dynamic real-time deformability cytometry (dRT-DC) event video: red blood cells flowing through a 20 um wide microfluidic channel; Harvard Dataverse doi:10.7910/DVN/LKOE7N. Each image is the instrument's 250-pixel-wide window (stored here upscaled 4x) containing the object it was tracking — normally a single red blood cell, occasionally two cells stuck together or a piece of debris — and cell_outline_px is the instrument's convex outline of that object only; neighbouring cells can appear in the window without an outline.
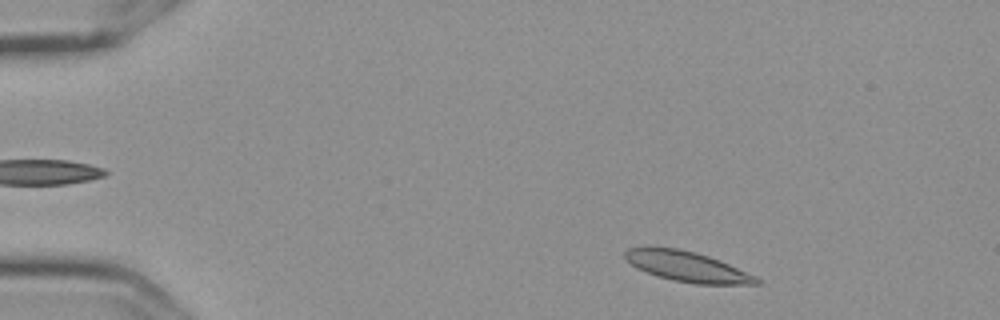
{"species": "Egyptian fruit bat (a non-hibernating species)", "species_latin": "Rousettus aegyptiacus", "temperature_condition": "cold", "stored_images_in_passage": 52, "camera_frame_rate_fps": 3000, "um_per_image_px": 0.085, "frame": {"image": 1, "passage_image": 4, "time_ms": 1.0, "image_size_px": [1000, 320], "cell_outline_px": [[764, 284], [696, 284], [672, 280], [656, 276], [636, 268], [624, 256], [624, 252], [628, 248], [680, 248], [696, 252], [720, 260], [756, 276], [764, 280]], "centroid_in_image_um": [58.48, 22.68], "position_along_channel_um": 26.5, "area_um2": 23.12}}
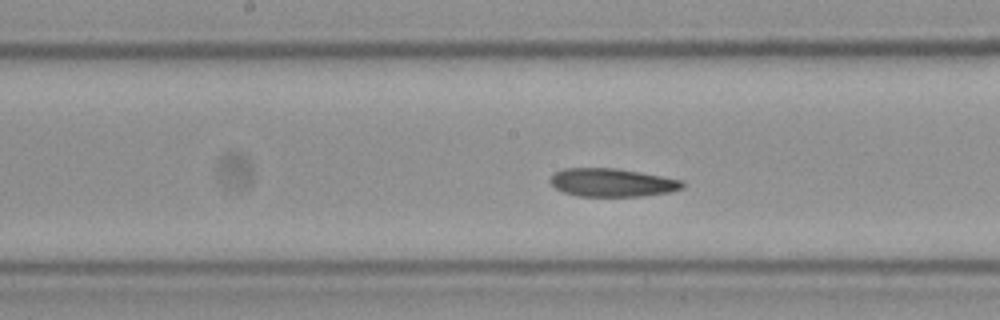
{"frame": {"image": 2, "passage_image": 25, "time_ms": 8.0, "image_size_px": [1000, 320], "cell_outline_px": [[684, 188], [668, 192], [644, 196], [576, 196], [564, 192], [556, 188], [548, 180], [556, 172], [564, 168], [616, 168], [660, 176], [680, 180], [684, 184]], "centroid_in_image_um": [52.0, 15.52], "position_along_channel_um": 196.2, "area_um2": 21.56}}
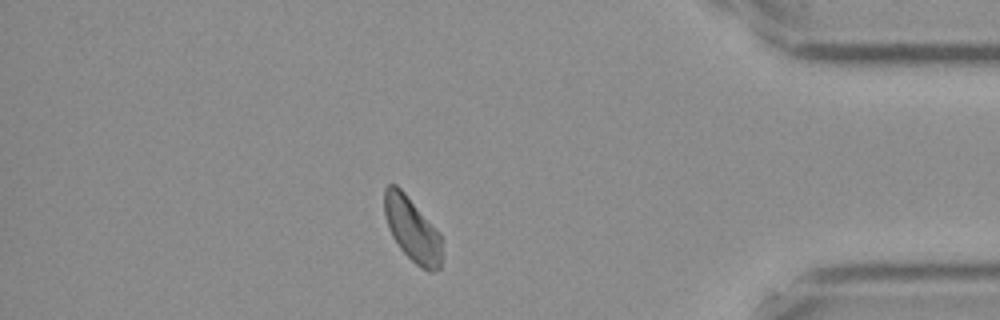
{"frame": {"image": 3, "passage_image": 45, "time_ms": 14.667, "image_size_px": [1000, 320], "cell_outline_px": [[440, 268], [432, 272], [428, 272], [420, 268], [400, 248], [392, 236], [384, 216], [384, 188], [388, 184], [396, 184], [404, 192], [440, 236]], "centroid_in_image_um": [34.98, 19.5], "position_along_channel_um": 400.2, "area_um2": 20.87}, "authors_computed_cell_mechanics": {"area_um2": 22.2241, "velocity_mm_per_s": 3.5428, "shape_relaxation_time_tau1_ms": null, "shape_relaxation_time_tau2_ms": 5.9452, "deformation_change_tau1": null, "deformation_change_tau2": 0.1161}}